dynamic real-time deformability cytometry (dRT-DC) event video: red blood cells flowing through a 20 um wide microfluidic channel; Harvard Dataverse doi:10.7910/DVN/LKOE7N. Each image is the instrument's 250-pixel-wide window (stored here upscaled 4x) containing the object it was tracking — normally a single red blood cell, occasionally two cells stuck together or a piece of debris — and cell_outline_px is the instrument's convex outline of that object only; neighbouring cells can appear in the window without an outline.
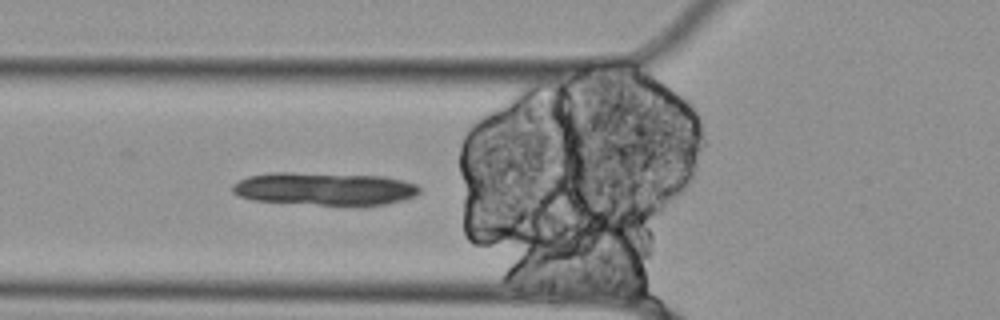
{"species": "Egyptian fruit bat (a non-hibernating species)", "species_latin": "Rousettus aegyptiacus", "temperature_condition": "cold", "stored_images_in_passage": 33, "camera_frame_rate_fps": 3000, "um_per_image_px": 0.085, "animal": {"sex": "female"}, "frame": {"image": 1, "passage_image": 7, "time_ms": 2.0, "image_size_px": [1000, 320], "cell_outline_px": [[420, 192], [416, 196], [404, 200], [388, 204], [320, 204], [252, 200], [240, 196], [232, 192], [232, 184], [248, 176], [272, 172], [292, 172], [384, 176], [416, 184], [420, 188]], "centroid_in_image_um": [27.58, 16.03], "position_along_channel_um": 98.2, "area_um2": 35.49}}
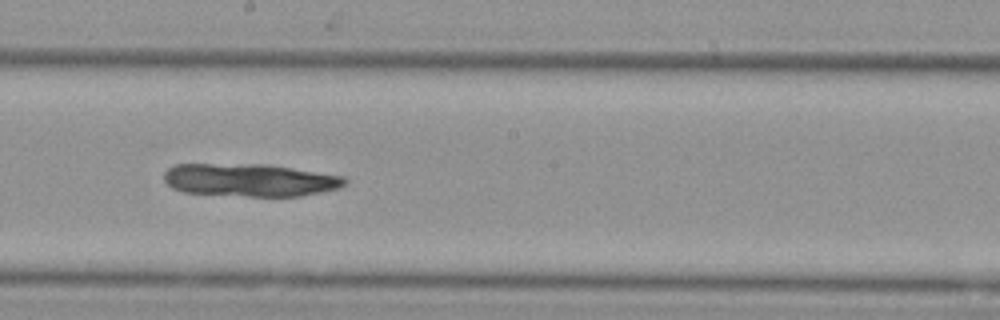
{"frame": {"image": 2, "passage_image": 18, "time_ms": 5.667, "image_size_px": [1000, 320], "cell_outline_px": [[348, 180], [340, 188], [300, 196], [248, 196], [184, 192], [172, 188], [164, 180], [164, 172], [168, 168], [176, 164], [268, 164], [344, 176]], "centroid_in_image_um": [21.24, 15.29], "position_along_channel_um": 227.0, "area_um2": 34.56}}
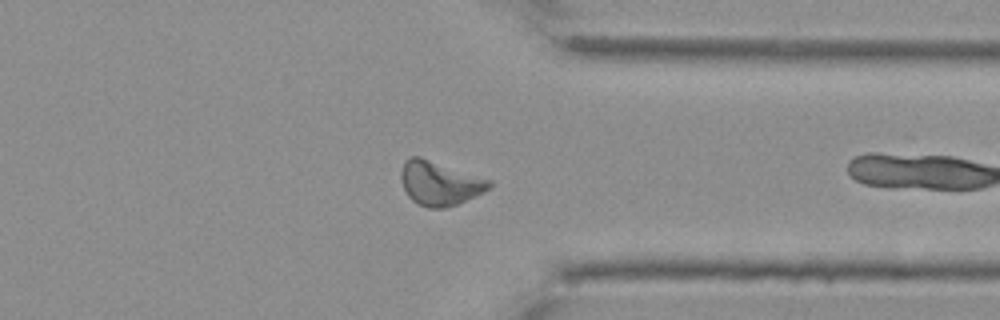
{"frame": {"image": 3, "passage_image": 27, "time_ms": 8.667, "image_size_px": [1000, 320], "cell_outline_px": [[492, 188], [484, 192], [456, 204], [444, 208], [428, 208], [416, 204], [408, 196], [400, 180], [400, 172], [404, 160], [412, 156], [420, 156], [492, 180]], "centroid_in_image_um": [37.36, 15.57], "position_along_channel_um": 374.0, "area_um2": 22.89}}